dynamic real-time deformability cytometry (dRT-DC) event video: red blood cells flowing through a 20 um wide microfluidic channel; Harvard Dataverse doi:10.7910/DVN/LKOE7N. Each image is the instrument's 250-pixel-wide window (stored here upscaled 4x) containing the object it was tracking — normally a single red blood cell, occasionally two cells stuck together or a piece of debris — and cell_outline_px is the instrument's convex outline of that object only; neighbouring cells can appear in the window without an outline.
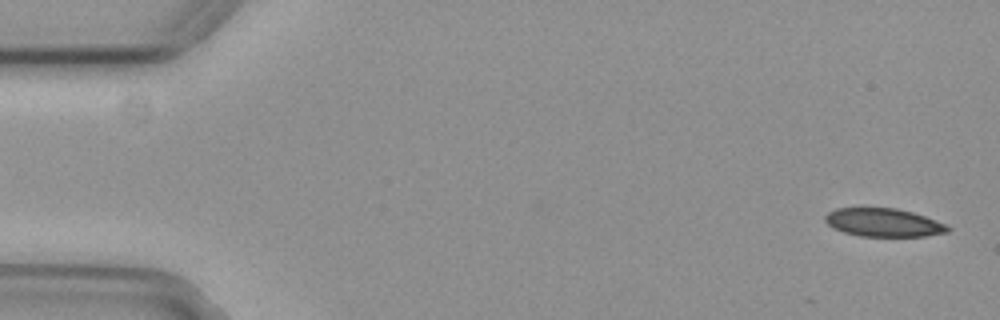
{"species": "common noctule bat (a hibernating species)", "species_latin": "Nyctalus noctula", "temperature_condition": "cold", "stored_images_in_passage": 13, "camera_frame_rate_fps": 3000, "um_per_image_px": 0.085, "animal": {"sex": "female", "body_mass_g": 29.2, "forearm_length_mm": 56.3}, "frame": {"image": 1, "passage_image": 2, "time_ms": 0.333, "image_size_px": [1000, 320], "cell_outline_px": [[952, 228], [948, 232], [924, 236], [860, 236], [844, 232], [828, 224], [824, 220], [824, 216], [828, 212], [836, 208], [896, 208], [912, 212], [924, 216], [944, 224]], "centroid_in_image_um": [75.09, 18.91], "position_along_channel_um": 9.9, "area_um2": 20.0}}
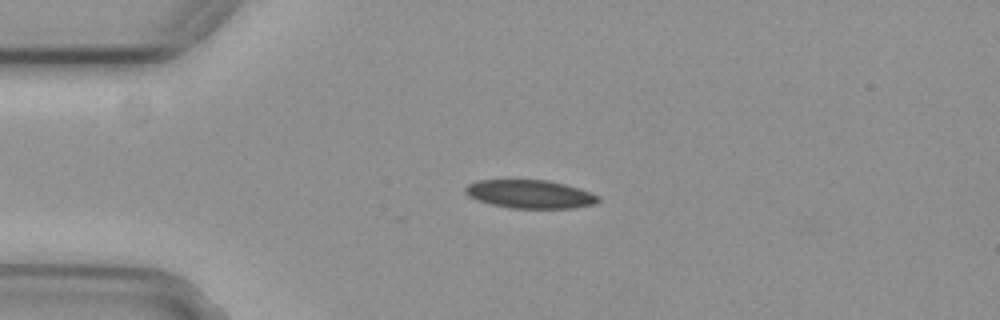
{"frame": {"image": 2, "passage_image": 13, "time_ms": 4.0, "image_size_px": [1000, 320], "cell_outline_px": [[600, 200], [596, 204], [576, 208], [508, 208], [476, 200], [468, 196], [464, 192], [464, 188], [468, 184], [480, 180], [548, 180], [580, 188], [600, 196]], "centroid_in_image_um": [45.07, 16.51], "position_along_channel_um": 39.9, "area_um2": 22.14}}